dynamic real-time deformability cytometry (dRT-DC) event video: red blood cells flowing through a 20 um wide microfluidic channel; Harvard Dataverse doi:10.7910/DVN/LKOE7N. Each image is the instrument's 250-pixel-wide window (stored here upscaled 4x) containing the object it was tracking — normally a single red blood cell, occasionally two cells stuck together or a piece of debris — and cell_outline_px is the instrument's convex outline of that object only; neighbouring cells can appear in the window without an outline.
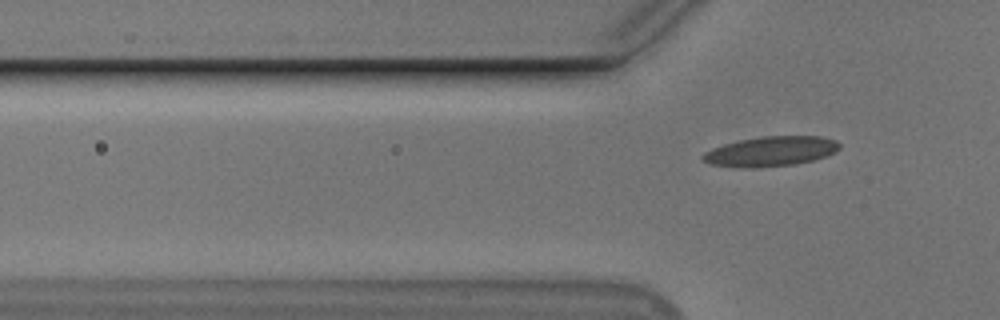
{"species": "Egyptian fruit bat (a non-hibernating species)", "species_latin": "Rousettus aegyptiacus", "temperature_condition": "cold", "stored_images_in_passage": 6, "camera_frame_rate_fps": 3000, "um_per_image_px": 0.085, "animal": {"sex": "male"}, "frame": {"image": 1, "passage_image": 6, "time_ms": 6.667, "image_size_px": [1000, 320], "cell_outline_px": [[840, 148], [836, 152], [828, 156], [812, 160], [792, 164], [708, 164], [700, 160], [700, 156], [704, 152], [712, 148], [724, 144], [740, 140], [764, 136], [820, 136], [836, 140], [840, 144]], "centroid_in_image_um": [65.6, 12.8], "position_along_channel_um": 60.2, "area_um2": 22.6}}